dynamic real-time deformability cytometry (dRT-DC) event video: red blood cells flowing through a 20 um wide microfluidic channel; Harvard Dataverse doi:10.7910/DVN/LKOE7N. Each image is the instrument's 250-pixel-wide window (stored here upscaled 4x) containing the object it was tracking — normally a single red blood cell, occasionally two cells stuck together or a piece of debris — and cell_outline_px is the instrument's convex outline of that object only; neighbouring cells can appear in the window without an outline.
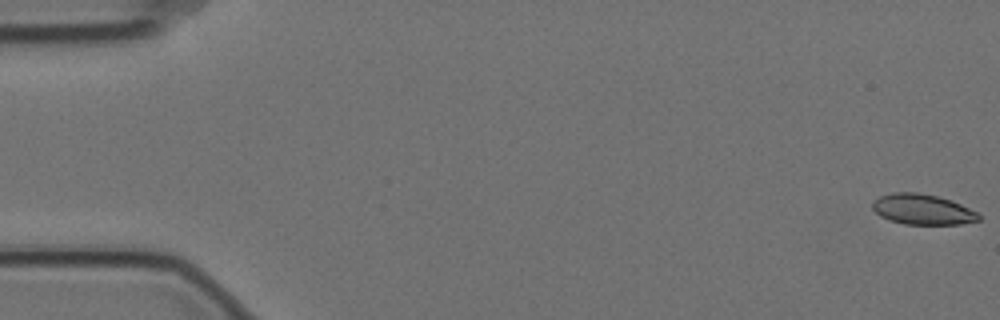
{"species": "Egyptian fruit bat (a non-hibernating species)", "species_latin": "Rousettus aegyptiacus", "temperature_condition": "cold", "stored_images_in_passage": 59, "segment_of_instrument_passage": [1, 2], "camera_frame_rate_fps": 3000, "um_per_image_px": 0.085, "animal": {"sex": "female"}, "frame": {"image": 1, "passage_image": 1, "time_ms": 0.0, "image_size_px": [1000, 320], "cell_outline_px": [[980, 220], [960, 224], [904, 224], [888, 220], [880, 216], [872, 208], [872, 200], [880, 196], [892, 192], [920, 192], [952, 200], [976, 212], [980, 216]], "centroid_in_image_um": [78.37, 17.79], "position_along_channel_um": 6.6, "area_um2": 18.9}}
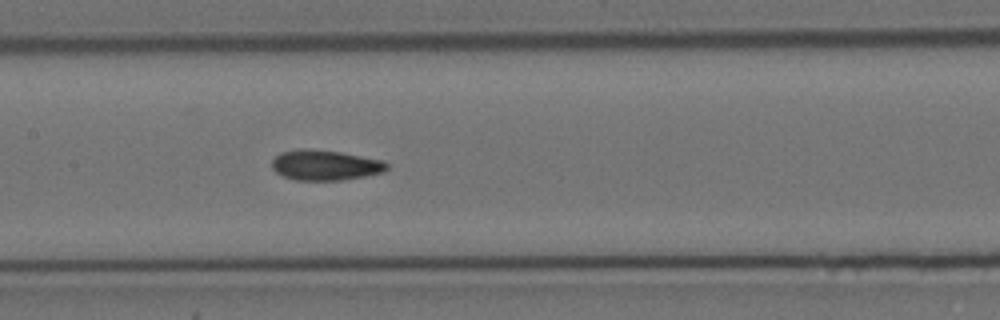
{"frame": {"image": 2, "passage_image": 28, "time_ms": 9.0, "image_size_px": [1000, 320], "cell_outline_px": [[388, 168], [384, 172], [344, 180], [296, 180], [284, 176], [276, 172], [272, 168], [272, 160], [280, 152], [300, 148], [308, 148], [340, 152], [384, 160], [388, 164]], "centroid_in_image_um": [27.64, 14.03], "position_along_channel_um": 179.8, "area_um2": 20.4}}
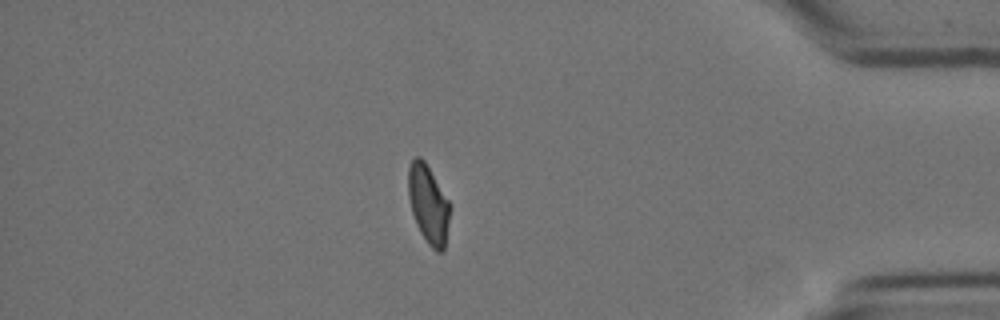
{"frame": {"image": 3, "passage_image": 50, "time_ms": 16.333, "image_size_px": [1000, 320], "cell_outline_px": [[452, 204], [444, 248], [440, 252], [436, 252], [428, 244], [420, 232], [416, 224], [412, 212], [408, 196], [408, 168], [412, 160], [416, 156], [420, 156], [424, 160]], "centroid_in_image_um": [36.42, 17.35], "position_along_channel_um": 398.8, "area_um2": 19.25}}